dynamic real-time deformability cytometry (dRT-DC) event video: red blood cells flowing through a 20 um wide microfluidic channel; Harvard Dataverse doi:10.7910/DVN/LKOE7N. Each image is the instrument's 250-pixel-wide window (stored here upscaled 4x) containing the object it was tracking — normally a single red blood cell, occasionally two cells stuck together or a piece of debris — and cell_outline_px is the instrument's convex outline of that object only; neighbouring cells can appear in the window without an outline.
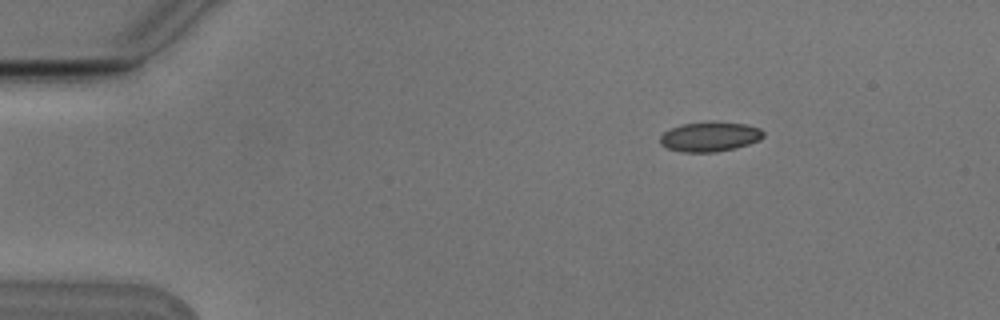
{"species": "Egyptian fruit bat (a non-hibernating species)", "species_latin": "Rousettus aegyptiacus", "temperature_condition": "cold", "stored_images_in_passage": 4, "camera_frame_rate_fps": 3000, "um_per_image_px": 0.085, "animal": {"sex": "male"}, "frame": {"image": 1, "passage_image": 2, "time_ms": 0.333, "image_size_px": [1000, 320], "cell_outline_px": [[764, 136], [760, 140], [736, 148], [716, 152], [680, 152], [668, 148], [660, 144], [660, 136], [664, 132], [672, 128], [684, 124], [708, 120], [744, 124], [760, 128], [764, 132]], "centroid_in_image_um": [60.35, 11.61], "position_along_channel_um": 24.7, "area_um2": 18.09}}